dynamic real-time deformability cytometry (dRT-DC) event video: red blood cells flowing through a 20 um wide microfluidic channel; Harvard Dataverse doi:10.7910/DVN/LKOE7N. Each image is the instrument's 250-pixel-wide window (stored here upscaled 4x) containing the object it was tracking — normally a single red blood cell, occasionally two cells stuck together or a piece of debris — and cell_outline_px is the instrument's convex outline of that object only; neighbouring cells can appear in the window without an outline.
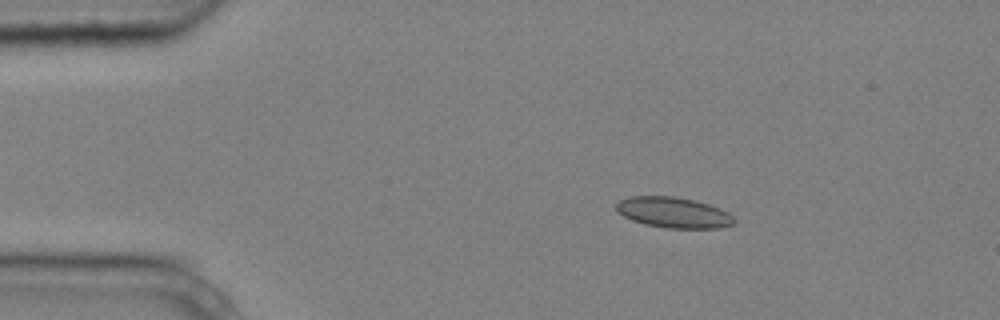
{"species": "common noctule bat (a hibernating species)", "species_latin": "Nyctalus noctula", "temperature_condition": "cold", "stored_images_in_passage": 5, "camera_frame_rate_fps": 3000, "um_per_image_px": 0.085, "animal": {"sex": "male", "body_mass_g": 20.4}, "frame": {"image": 1, "passage_image": 2, "time_ms": 0.333, "image_size_px": [1000, 320], "cell_outline_px": [[736, 220], [732, 224], [720, 228], [668, 228], [644, 224], [632, 220], [624, 216], [616, 208], [616, 204], [620, 200], [628, 196], [672, 196], [696, 200], [720, 208], [728, 212]], "centroid_in_image_um": [57.26, 18.06], "position_along_channel_um": 27.7, "area_um2": 21.04}}
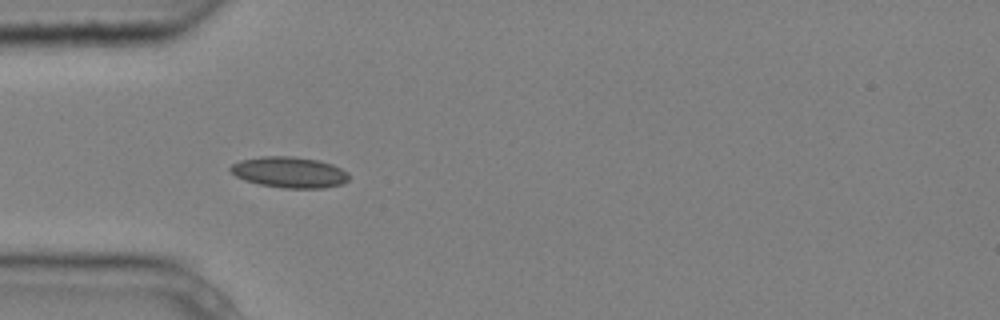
{"frame": {"image": 2, "passage_image": 4, "time_ms": 1.0, "image_size_px": [1000, 320], "cell_outline_px": [[348, 180], [344, 184], [324, 188], [284, 188], [260, 184], [244, 180], [236, 176], [228, 168], [232, 164], [240, 160], [260, 156], [292, 156], [320, 160], [332, 164], [348, 172]], "centroid_in_image_um": [24.61, 14.64], "position_along_channel_um": 60.4, "area_um2": 21.5}}
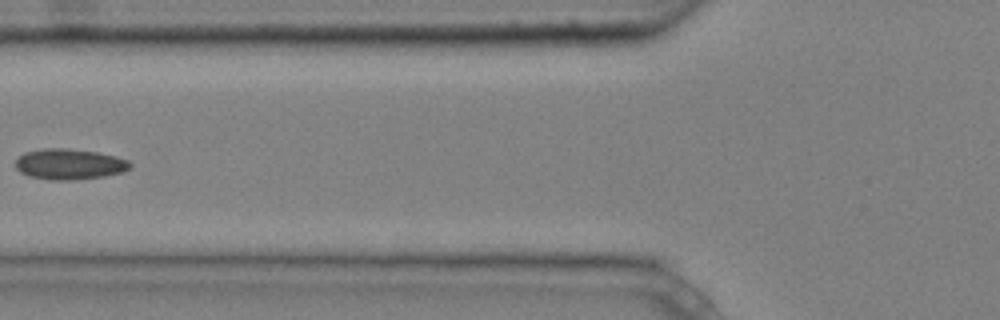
{"frame": {"image": 3, "passage_image": 5, "time_ms": 1.333, "image_size_px": [1000, 320], "cell_outline_px": [[132, 168], [124, 172], [104, 176], [72, 180], [52, 180], [28, 176], [20, 172], [16, 168], [16, 160], [24, 152], [44, 148], [64, 148], [96, 152], [116, 156], [128, 160], [132, 164]], "centroid_in_image_um": [5.92, 13.96], "position_along_channel_um": 119.9, "area_um2": 20.58}}